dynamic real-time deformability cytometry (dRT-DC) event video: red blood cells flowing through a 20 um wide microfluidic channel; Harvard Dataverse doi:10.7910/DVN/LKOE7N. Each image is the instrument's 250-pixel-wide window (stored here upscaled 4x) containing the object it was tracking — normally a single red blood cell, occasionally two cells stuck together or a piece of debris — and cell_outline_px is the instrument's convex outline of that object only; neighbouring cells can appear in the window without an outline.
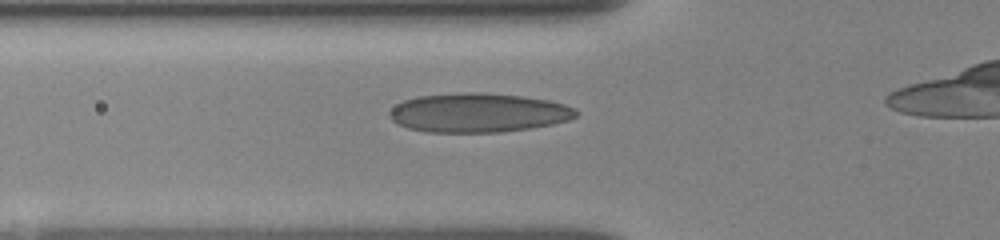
{"species": "human", "species_latin": "Homo sapiens", "temperature_condition": "room temperature", "stored_images_in_passage": 10, "segment_of_instrument_passage": [1, 2], "camera_frame_rate_fps": 3000, "um_per_image_px": 0.085, "donor": {"sex": "female"}, "frame": {"image": 1, "passage_image": 5, "time_ms": 2.0, "image_size_px": [1000, 240], "cell_outline_px": [[580, 112], [576, 116], [568, 120], [552, 124], [528, 128], [500, 132], [428, 132], [408, 128], [396, 124], [388, 116], [388, 112], [396, 104], [404, 100], [420, 96], [464, 92], [484, 92], [524, 96], [548, 100], [564, 104], [576, 108]], "centroid_in_image_um": [40.65, 9.58], "position_along_channel_um": 85.2, "area_um2": 42.71}}
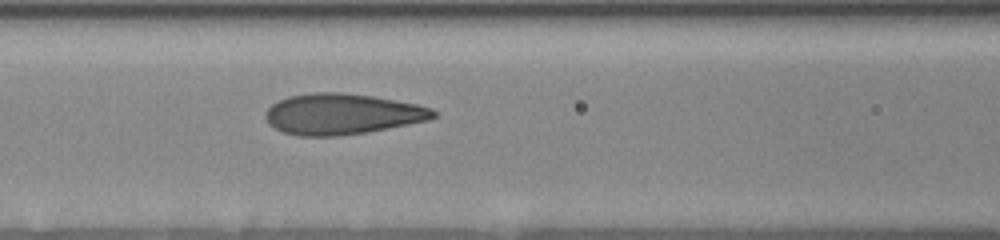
{"frame": {"image": 2, "passage_image": 7, "time_ms": 3.333, "image_size_px": [1000, 240], "cell_outline_px": [[436, 116], [428, 120], [368, 132], [340, 136], [296, 136], [280, 132], [268, 124], [264, 116], [268, 108], [272, 104], [288, 96], [312, 92], [340, 92], [372, 96], [416, 104], [432, 108], [436, 112]], "centroid_in_image_um": [29.03, 9.7], "position_along_channel_um": 137.6, "area_um2": 40.11}}
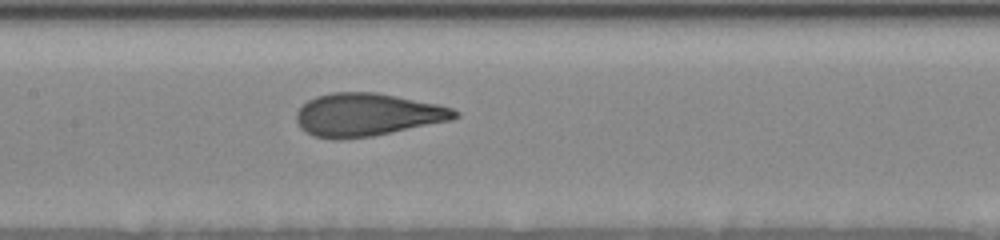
{"frame": {"image": 3, "passage_image": 9, "time_ms": 4.333, "image_size_px": [1000, 240], "cell_outline_px": [[460, 116], [452, 120], [372, 136], [336, 140], [332, 140], [312, 136], [300, 128], [296, 120], [296, 112], [308, 100], [316, 96], [332, 92], [376, 92], [440, 104], [452, 108], [460, 112]], "centroid_in_image_um": [31.21, 9.75], "position_along_channel_um": 176.2, "area_um2": 39.88}}